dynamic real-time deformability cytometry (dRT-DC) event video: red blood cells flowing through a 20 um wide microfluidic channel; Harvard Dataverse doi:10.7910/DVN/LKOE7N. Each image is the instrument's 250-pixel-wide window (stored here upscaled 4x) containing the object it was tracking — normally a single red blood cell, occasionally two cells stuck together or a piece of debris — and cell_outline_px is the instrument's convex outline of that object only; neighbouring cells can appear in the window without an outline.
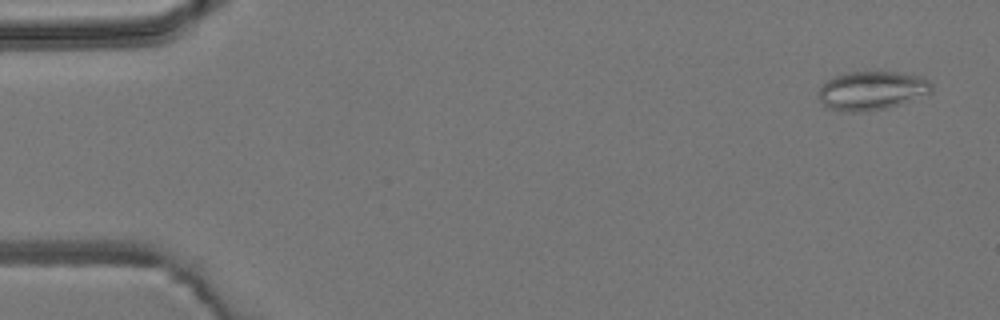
{"species": "common noctule bat (a hibernating species)", "species_latin": "Nyctalus noctula", "temperature_condition": "room temperature", "stored_images_in_passage": 3, "camera_frame_rate_fps": 3000, "um_per_image_px": 0.085, "animal": {"sex": "male", "body_mass_g": 19.2, "forearm_length_mm": 51.8}, "frame": {"image": 1, "passage_image": 1, "time_ms": 0.0, "image_size_px": [1000, 320], "cell_outline_px": [[932, 92], [900, 104], [888, 108], [860, 112], [848, 112], [828, 108], [820, 100], [820, 88], [828, 80], [836, 76], [848, 72], [896, 72], [924, 76], [932, 84]], "centroid_in_image_um": [74.15, 7.7], "position_along_channel_um": 10.9, "area_um2": 25.37}}